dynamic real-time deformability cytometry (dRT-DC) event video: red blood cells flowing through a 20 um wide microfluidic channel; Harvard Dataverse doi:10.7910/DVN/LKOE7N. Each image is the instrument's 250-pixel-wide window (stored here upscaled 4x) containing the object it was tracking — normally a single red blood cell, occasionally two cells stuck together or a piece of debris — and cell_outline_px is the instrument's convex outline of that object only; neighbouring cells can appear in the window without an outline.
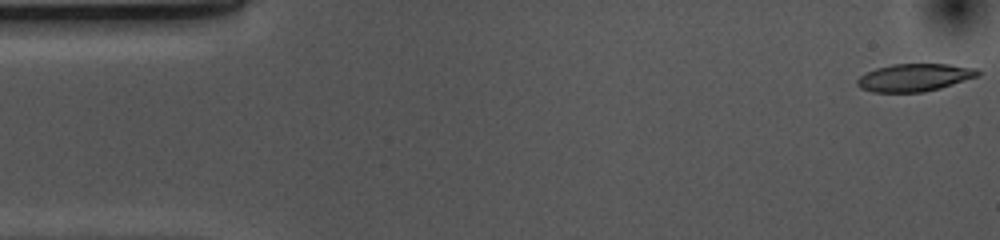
{"species": "common noctule bat (a hibernating species)", "species_latin": "Nyctalus noctula", "temperature_condition": "cold", "stored_images_in_passage": 53, "camera_frame_rate_fps": 3000, "um_per_image_px": 0.085, "animal": {"sex": "female", "body_mass_g": 10.0, "forearm_length_mm": 53.1}, "frame": {"image": 1, "passage_image": 1, "time_ms": 0.0, "image_size_px": [1000, 240], "cell_outline_px": [[980, 76], [940, 88], [924, 92], [872, 92], [860, 88], [856, 84], [856, 80], [860, 76], [876, 68], [892, 64], [948, 64], [976, 68], [980, 72]], "centroid_in_image_um": [77.74, 6.59], "position_along_channel_um": 7.3, "area_um2": 19.48}}
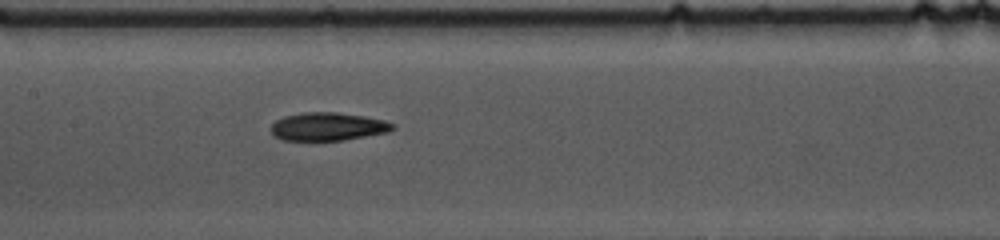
{"frame": {"image": 2, "passage_image": 24, "time_ms": 7.667, "image_size_px": [1000, 240], "cell_outline_px": [[396, 128], [388, 132], [344, 140], [280, 140], [272, 136], [272, 124], [276, 120], [284, 116], [304, 112], [336, 112], [364, 116], [384, 120], [396, 124]], "centroid_in_image_um": [27.88, 10.76], "position_along_channel_um": 179.5, "area_um2": 20.06}}
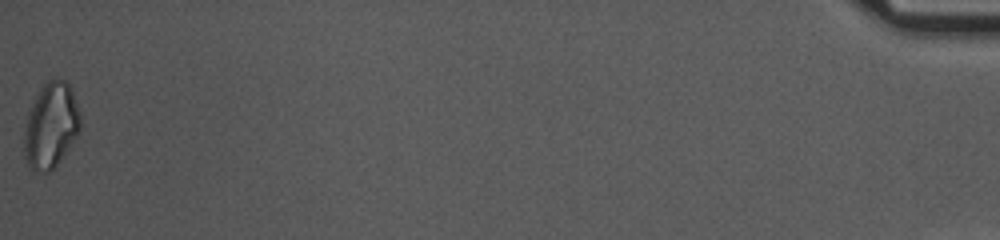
{"frame": {"image": 3, "passage_image": 53, "time_ms": 17.333, "image_size_px": [1000, 240], "cell_outline_px": [[80, 128], [76, 136], [68, 148], [56, 164], [48, 172], [32, 172], [28, 168], [24, 156], [24, 132], [28, 112], [40, 88], [48, 80], [56, 76], [60, 76], [68, 80], [72, 88], [80, 112]], "centroid_in_image_um": [4.32, 10.62], "position_along_channel_um": 430.9, "area_um2": 28.26}, "authors_computed_cell_mechanics": {"area_um2": 20.0566, "velocity_mm_per_s": 3.6953, "shape_relaxation_time_tau1_ms": 6.4823, "shape_relaxation_time_tau2_ms": 7.8664, "deformation_change_tau1": 0.1539, "deformation_change_tau2": 0.1609}}